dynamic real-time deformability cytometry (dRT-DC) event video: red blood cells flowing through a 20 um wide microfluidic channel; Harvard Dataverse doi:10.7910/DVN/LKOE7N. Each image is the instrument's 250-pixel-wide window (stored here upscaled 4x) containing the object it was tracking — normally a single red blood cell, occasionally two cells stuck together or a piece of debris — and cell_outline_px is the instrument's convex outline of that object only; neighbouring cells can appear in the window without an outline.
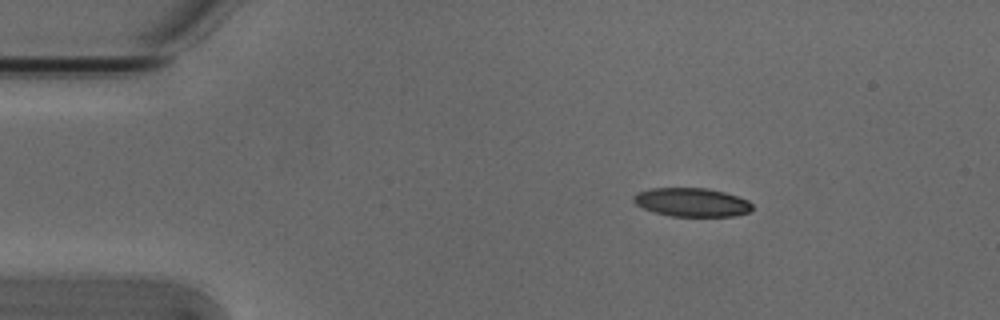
{"species": "Egyptian fruit bat (a non-hibernating species)", "species_latin": "Rousettus aegyptiacus", "temperature_condition": "cold", "stored_images_in_passage": 4, "camera_frame_rate_fps": 3000, "um_per_image_px": 0.085, "animal": {"sex": "male"}, "frame": {"image": 1, "passage_image": 2, "time_ms": 0.333, "image_size_px": [1000, 320], "cell_outline_px": [[752, 208], [748, 212], [732, 216], [672, 216], [656, 212], [644, 208], [636, 204], [632, 200], [632, 196], [636, 192], [648, 188], [708, 188], [724, 192], [748, 200], [752, 204]], "centroid_in_image_um": [58.76, 17.18], "position_along_channel_um": 26.2, "area_um2": 19.77}}
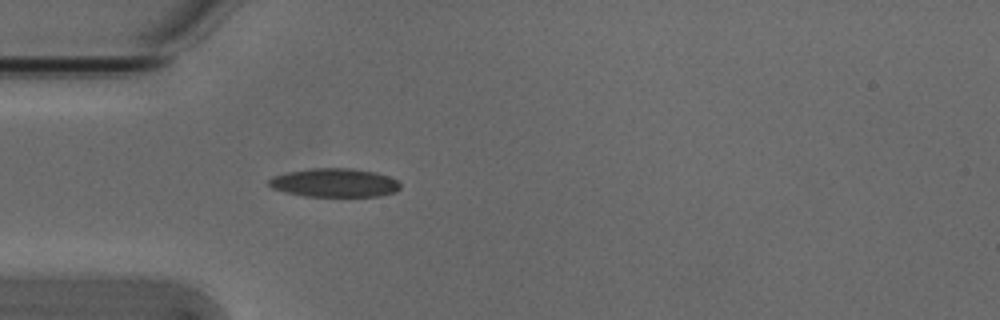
{"frame": {"image": 2, "passage_image": 4, "time_ms": 1.0, "image_size_px": [1000, 320], "cell_outline_px": [[400, 188], [396, 192], [380, 196], [304, 196], [284, 192], [272, 188], [268, 184], [268, 180], [272, 176], [288, 172], [312, 168], [352, 168], [376, 172], [388, 176], [396, 180], [400, 184]], "centroid_in_image_um": [28.43, 15.53], "position_along_channel_um": 56.6, "area_um2": 22.02}}